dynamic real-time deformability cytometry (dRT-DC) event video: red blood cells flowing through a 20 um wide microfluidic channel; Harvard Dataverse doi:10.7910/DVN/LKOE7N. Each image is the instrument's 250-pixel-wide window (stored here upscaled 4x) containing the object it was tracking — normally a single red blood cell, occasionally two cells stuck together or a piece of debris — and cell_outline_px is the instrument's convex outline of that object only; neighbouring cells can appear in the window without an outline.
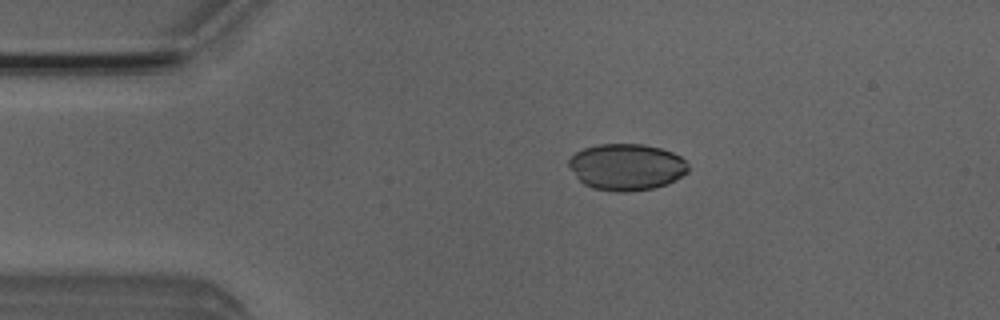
{"species": "Egyptian fruit bat (a non-hibernating species)", "species_latin": "Rousettus aegyptiacus", "temperature_condition": "room temperature", "stored_images_in_passage": 4, "camera_frame_rate_fps": 3000, "um_per_image_px": 0.085, "animal": {"sex": "male"}, "frame": {"image": 1, "passage_image": 3, "time_ms": 2.333, "image_size_px": [1000, 320], "cell_outline_px": [[688, 172], [676, 180], [668, 184], [652, 188], [628, 192], [616, 192], [592, 188], [584, 184], [576, 176], [568, 164], [568, 160], [576, 152], [584, 148], [600, 144], [644, 144], [660, 148], [672, 152], [680, 156], [688, 164]], "centroid_in_image_um": [53.27, 14.2], "position_along_channel_um": 31.7, "area_um2": 32.43}}